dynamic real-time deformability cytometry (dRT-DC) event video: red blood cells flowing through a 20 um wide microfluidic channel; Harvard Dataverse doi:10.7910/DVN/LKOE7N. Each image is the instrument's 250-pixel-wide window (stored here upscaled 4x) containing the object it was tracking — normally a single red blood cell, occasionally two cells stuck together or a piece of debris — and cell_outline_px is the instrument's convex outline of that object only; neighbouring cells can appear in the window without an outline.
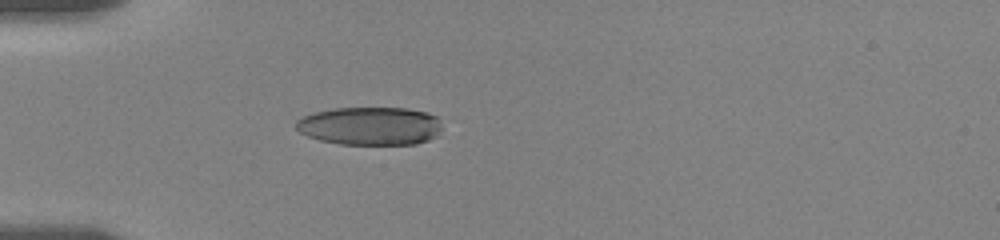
{"species": "human", "species_latin": "Homo sapiens", "temperature_condition": "room temperature", "stored_images_in_passage": 13, "camera_frame_rate_fps": 3000, "um_per_image_px": 0.085, "donor": {"sex": "female"}, "frame": {"image": 1, "passage_image": 5, "time_ms": 2.333, "image_size_px": [1000, 240], "cell_outline_px": [[440, 128], [436, 136], [428, 140], [416, 144], [340, 144], [320, 140], [308, 136], [300, 132], [296, 128], [296, 120], [304, 116], [316, 112], [332, 108], [408, 108], [424, 112], [436, 116], [440, 124]], "centroid_in_image_um": [31.44, 10.71], "position_along_channel_um": 53.6, "area_um2": 32.37}}
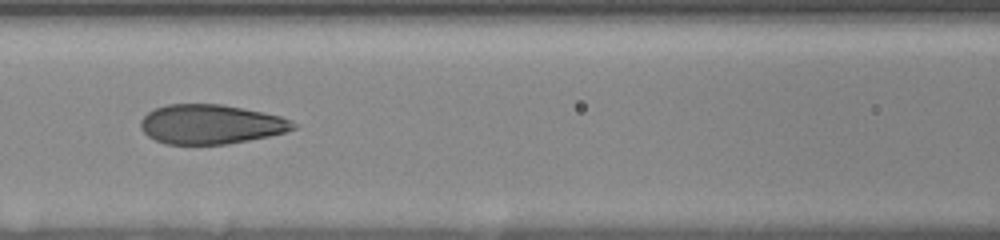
{"frame": {"image": 2, "passage_image": 10, "time_ms": 5.333, "image_size_px": [1000, 240], "cell_outline_px": [[300, 124], [296, 128], [284, 132], [268, 136], [228, 144], [164, 144], [148, 136], [140, 128], [140, 120], [148, 112], [156, 108], [168, 104], [220, 104], [280, 116], [292, 120]], "centroid_in_image_um": [17.91, 10.57], "position_along_channel_um": 148.7, "area_um2": 34.97}}
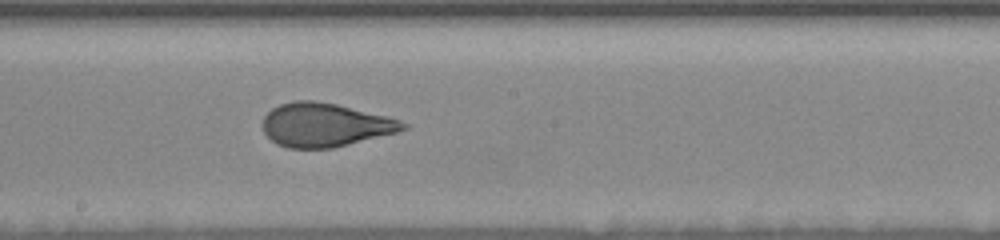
{"frame": {"image": 3, "passage_image": 13, "time_ms": 7.333, "image_size_px": [1000, 240], "cell_outline_px": [[408, 128], [396, 132], [332, 148], [288, 148], [276, 144], [264, 132], [260, 124], [264, 116], [272, 108], [280, 104], [296, 100], [316, 100], [336, 104], [388, 116], [400, 120], [408, 124]], "centroid_in_image_um": [27.59, 10.61], "position_along_channel_um": 220.6, "area_um2": 35.72}}